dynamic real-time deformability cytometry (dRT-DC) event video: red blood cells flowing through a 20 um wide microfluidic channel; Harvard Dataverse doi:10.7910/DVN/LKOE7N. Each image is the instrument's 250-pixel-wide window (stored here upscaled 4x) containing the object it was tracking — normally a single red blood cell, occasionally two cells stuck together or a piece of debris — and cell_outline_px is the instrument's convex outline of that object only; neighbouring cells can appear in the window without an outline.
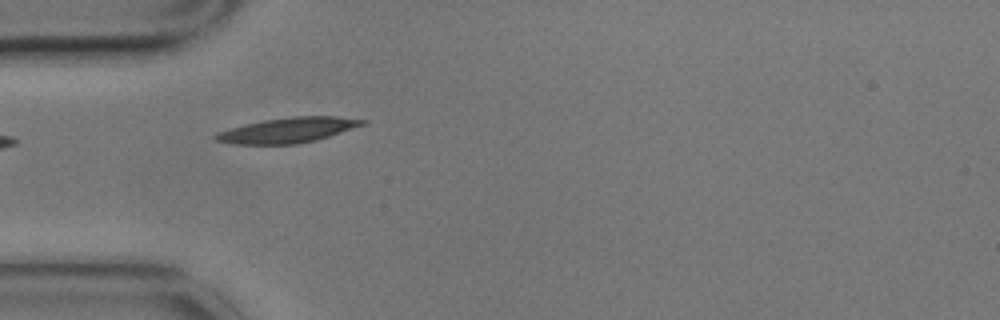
{"species": "common noctule bat (a hibernating species)", "species_latin": "Nyctalus noctula", "temperature_condition": "cold", "stored_images_in_passage": 5, "camera_frame_rate_fps": 3000, "um_per_image_px": 0.085, "animal": {"sex": "male", "body_mass_g": 17.9}, "frame": {"image": 1, "passage_image": 4, "time_ms": 1.0, "image_size_px": [1000, 320], "cell_outline_px": [[368, 124], [316, 140], [296, 144], [232, 144], [216, 140], [212, 136], [216, 132], [244, 124], [264, 120], [292, 116], [336, 116], [368, 120]], "centroid_in_image_um": [24.49, 11.06], "position_along_channel_um": 60.5, "area_um2": 21.68}}